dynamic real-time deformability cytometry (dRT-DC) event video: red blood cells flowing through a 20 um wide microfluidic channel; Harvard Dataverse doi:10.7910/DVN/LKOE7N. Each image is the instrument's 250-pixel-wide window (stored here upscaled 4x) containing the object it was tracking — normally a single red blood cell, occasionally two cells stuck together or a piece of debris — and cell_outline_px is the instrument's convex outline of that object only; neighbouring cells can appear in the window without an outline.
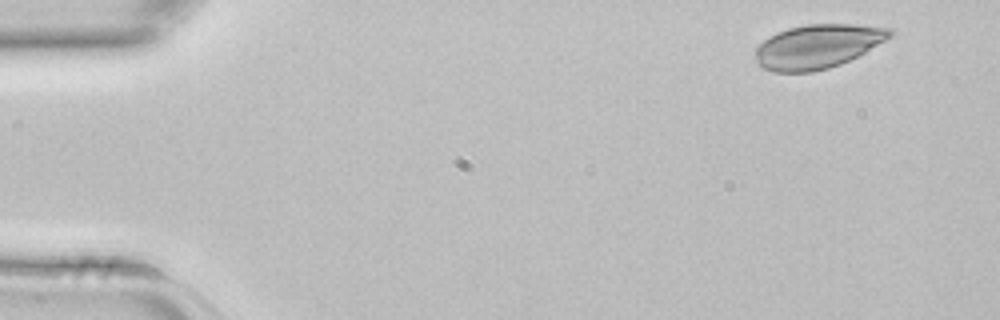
{"species": "common noctule bat (a hibernating species)", "species_latin": "Nyctalus noctula", "temperature_condition": "room temperature", "stored_images_in_passage": 3, "camera_frame_rate_fps": 3000, "um_per_image_px": 0.085, "animal": {"sex": "female", "body_mass_g": 22.7, "forearm_length_mm": 54.2}, "frame": {"image": 1, "passage_image": 1, "time_ms": 0.0, "image_size_px": [1000, 320], "cell_outline_px": [[892, 36], [864, 52], [840, 64], [828, 68], [812, 72], [772, 72], [764, 68], [756, 60], [756, 48], [768, 36], [776, 32], [788, 28], [808, 24], [852, 24], [892, 28]], "centroid_in_image_um": [69.48, 3.94], "position_along_channel_um": 15.5, "area_um2": 34.22}}